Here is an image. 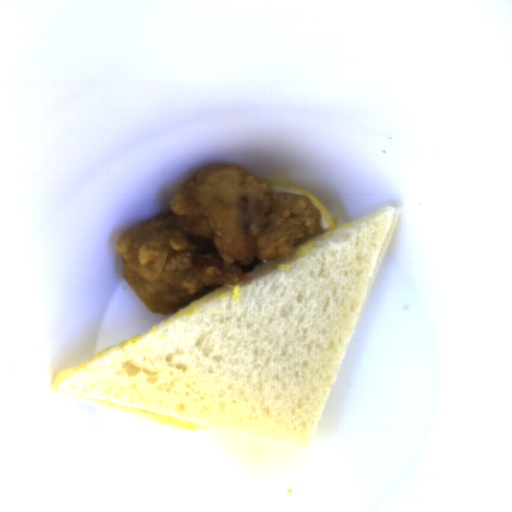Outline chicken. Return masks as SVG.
<instances>
[{"label": "chicken", "instance_id": "ae283196", "mask_svg": "<svg viewBox=\"0 0 512 512\" xmlns=\"http://www.w3.org/2000/svg\"><path fill=\"white\" fill-rule=\"evenodd\" d=\"M321 210L301 194L233 164L202 168L167 211L122 233V274L151 313H174L244 272L289 259L322 232Z\"/></svg>", "mask_w": 512, "mask_h": 512}]
</instances>
